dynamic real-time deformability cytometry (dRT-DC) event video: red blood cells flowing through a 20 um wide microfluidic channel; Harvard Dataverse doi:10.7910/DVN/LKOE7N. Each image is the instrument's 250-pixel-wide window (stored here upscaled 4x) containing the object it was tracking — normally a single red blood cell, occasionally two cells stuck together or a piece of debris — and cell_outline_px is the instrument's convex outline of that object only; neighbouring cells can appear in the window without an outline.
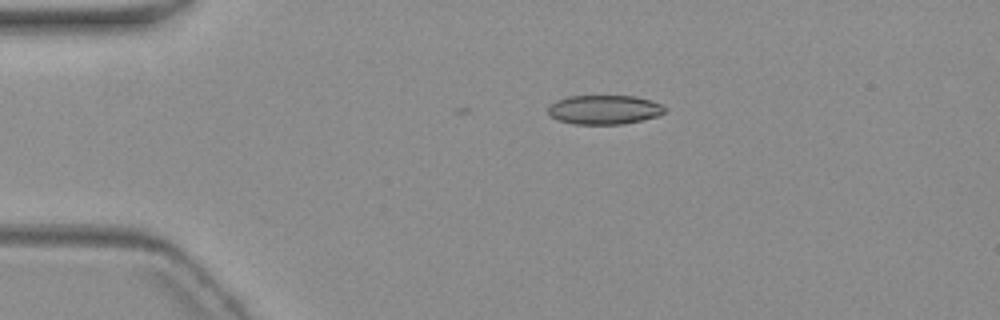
{"species": "common noctule bat (a hibernating species)", "species_latin": "Nyctalus noctula", "temperature_condition": "warm", "stored_images_in_passage": 6, "camera_frame_rate_fps": 3000, "um_per_image_px": 0.085, "animal": {"sex": "female", "body_mass_g": 19.3, "forearm_length_mm": 54.1}, "frame": {"image": 1, "passage_image": 2, "time_ms": 1.333, "image_size_px": [1000, 320], "cell_outline_px": [[664, 112], [656, 116], [624, 124], [572, 124], [548, 116], [548, 108], [556, 100], [568, 96], [636, 96], [660, 104], [664, 108]], "centroid_in_image_um": [51.3, 9.32], "position_along_channel_um": 33.7, "area_um2": 19.65}}
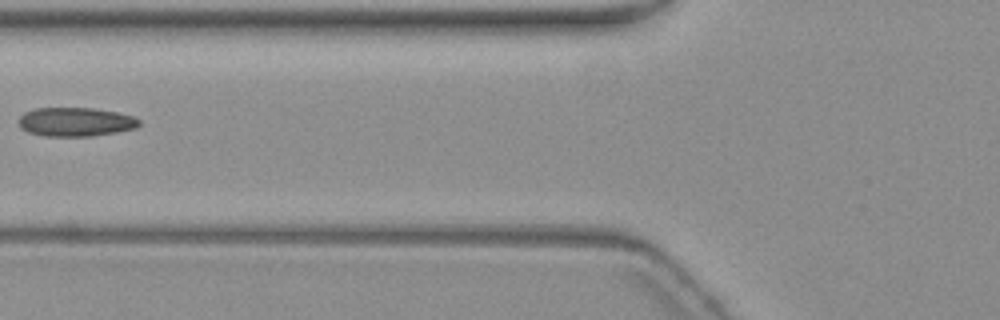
{"frame": {"image": 2, "passage_image": 5, "time_ms": 5.0, "image_size_px": [1000, 320], "cell_outline_px": [[140, 124], [136, 128], [116, 132], [92, 136], [44, 136], [28, 132], [20, 128], [16, 120], [24, 112], [36, 108], [92, 108], [116, 112], [132, 116], [140, 120]], "centroid_in_image_um": [6.38, 10.36], "position_along_channel_um": 119.4, "area_um2": 20.4}}
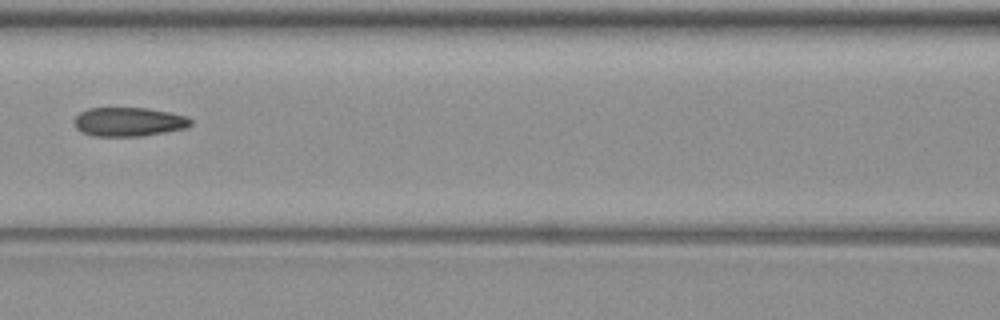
{"frame": {"image": 3, "passage_image": 6, "time_ms": 6.0, "image_size_px": [1000, 320], "cell_outline_px": [[192, 124], [184, 128], [164, 132], [140, 136], [92, 136], [80, 132], [76, 128], [72, 120], [80, 112], [88, 108], [148, 108], [168, 112], [184, 116], [192, 120]], "centroid_in_image_um": [10.87, 10.36], "position_along_channel_um": 155.7, "area_um2": 19.65}}